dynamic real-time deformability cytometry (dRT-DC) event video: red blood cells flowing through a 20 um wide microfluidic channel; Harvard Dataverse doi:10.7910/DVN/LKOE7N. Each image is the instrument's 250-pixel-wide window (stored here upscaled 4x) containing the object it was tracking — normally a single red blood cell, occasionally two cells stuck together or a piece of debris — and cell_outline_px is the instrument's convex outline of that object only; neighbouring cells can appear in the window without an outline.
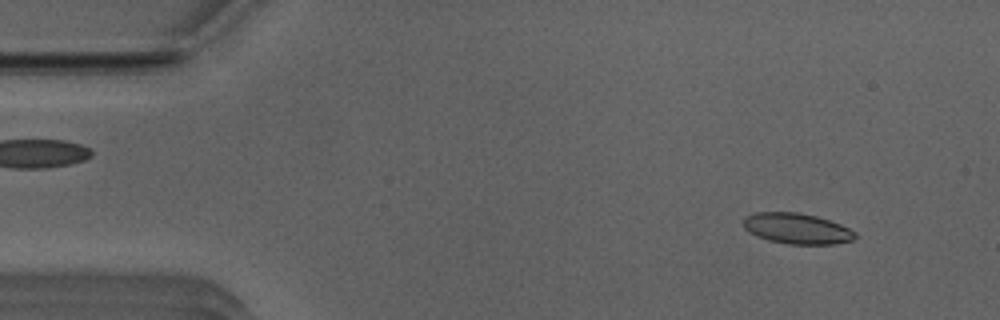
{"species": "Egyptian fruit bat (a non-hibernating species)", "species_latin": "Rousettus aegyptiacus", "temperature_condition": "room temperature", "stored_images_in_passage": 51, "camera_frame_rate_fps": 3000, "um_per_image_px": 0.085, "animal": {"sex": "male"}, "frame": {"image": 1, "passage_image": 4, "time_ms": 1.0, "image_size_px": [1000, 320], "cell_outline_px": [[856, 236], [852, 240], [836, 244], [788, 244], [768, 240], [756, 236], [748, 232], [744, 228], [744, 216], [756, 212], [800, 212], [816, 216], [840, 224], [856, 232]], "centroid_in_image_um": [67.71, 19.42], "position_along_channel_um": 17.3, "area_um2": 20.06}}
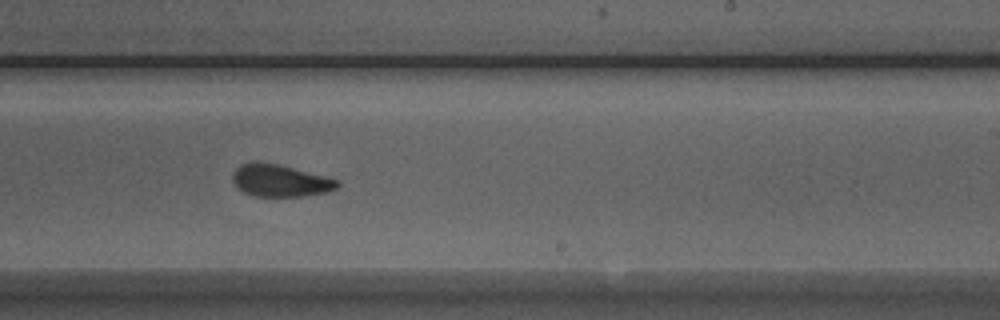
{"frame": {"image": 2, "passage_image": 30, "time_ms": 9.667, "image_size_px": [1000, 320], "cell_outline_px": [[340, 184], [336, 188], [324, 192], [304, 196], [252, 196], [236, 188], [232, 180], [232, 172], [240, 164], [252, 160], [256, 160], [276, 164], [340, 180]], "centroid_in_image_um": [23.73, 15.34], "position_along_channel_um": 265.3, "area_um2": 19.71}}
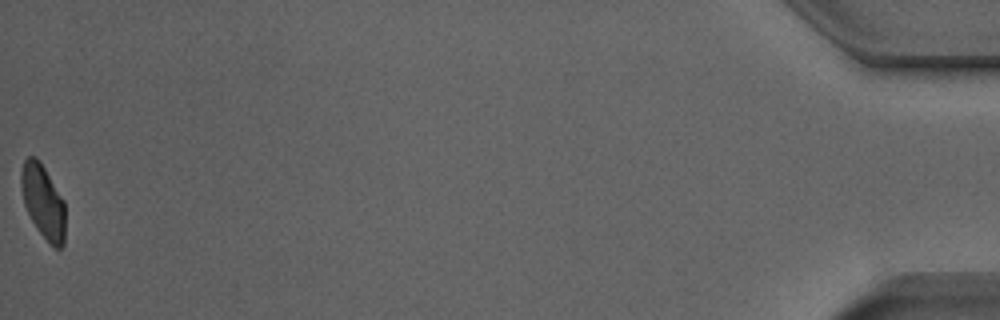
{"frame": {"image": 3, "passage_image": 51, "time_ms": 16.667, "image_size_px": [1000, 320], "cell_outline_px": [[64, 244], [60, 248], [56, 248], [48, 244], [36, 228], [24, 204], [20, 184], [20, 172], [24, 160], [28, 156], [36, 156], [40, 160], [64, 200]], "centroid_in_image_um": [3.65, 17.12], "position_along_channel_um": 431.6, "area_um2": 19.13}, "authors_computed_cell_mechanics": {"area_um2": 20.2878, "velocity_mm_per_s": 3.9113, "shape_relaxation_time_tau1_ms": null, "shape_relaxation_time_tau2_ms": 1.6069, "deformation_change_tau1": null, "deformation_change_tau2": 0.0725}}